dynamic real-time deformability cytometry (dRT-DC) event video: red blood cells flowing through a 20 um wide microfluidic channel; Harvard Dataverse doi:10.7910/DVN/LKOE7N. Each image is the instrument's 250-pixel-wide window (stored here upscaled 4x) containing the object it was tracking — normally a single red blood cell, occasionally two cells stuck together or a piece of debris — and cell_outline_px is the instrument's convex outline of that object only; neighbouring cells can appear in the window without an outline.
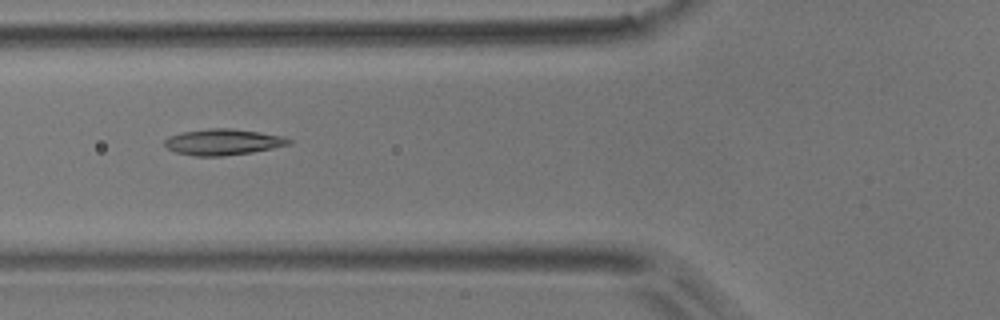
{"species": "common noctule bat (a hibernating species)", "species_latin": "Nyctalus noctula", "temperature_condition": "room temperature", "stored_images_in_passage": 7, "camera_frame_rate_fps": 3000, "um_per_image_px": 0.085, "animal": {"sex": "male", "body_mass_g": 17.9}, "frame": {"image": 1, "passage_image": 6, "time_ms": 6.0, "image_size_px": [1000, 320], "cell_outline_px": [[292, 144], [252, 152], [224, 156], [196, 156], [176, 152], [168, 148], [164, 144], [164, 140], [168, 136], [184, 132], [208, 128], [232, 128], [260, 132], [284, 136], [292, 140]], "centroid_in_image_um": [18.98, 12.06], "position_along_channel_um": 106.8, "area_um2": 18.9}}
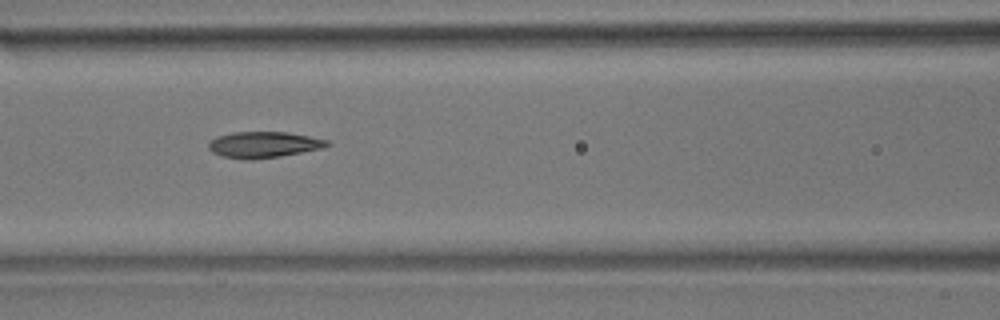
{"frame": {"image": 2, "passage_image": 7, "time_ms": 7.0, "image_size_px": [1000, 320], "cell_outline_px": [[332, 144], [324, 148], [280, 156], [252, 160], [244, 160], [220, 156], [212, 152], [208, 148], [208, 140], [216, 136], [232, 132], [284, 132], [308, 136], [328, 140]], "centroid_in_image_um": [22.36, 12.3], "position_along_channel_um": 144.2, "area_um2": 18.26}}